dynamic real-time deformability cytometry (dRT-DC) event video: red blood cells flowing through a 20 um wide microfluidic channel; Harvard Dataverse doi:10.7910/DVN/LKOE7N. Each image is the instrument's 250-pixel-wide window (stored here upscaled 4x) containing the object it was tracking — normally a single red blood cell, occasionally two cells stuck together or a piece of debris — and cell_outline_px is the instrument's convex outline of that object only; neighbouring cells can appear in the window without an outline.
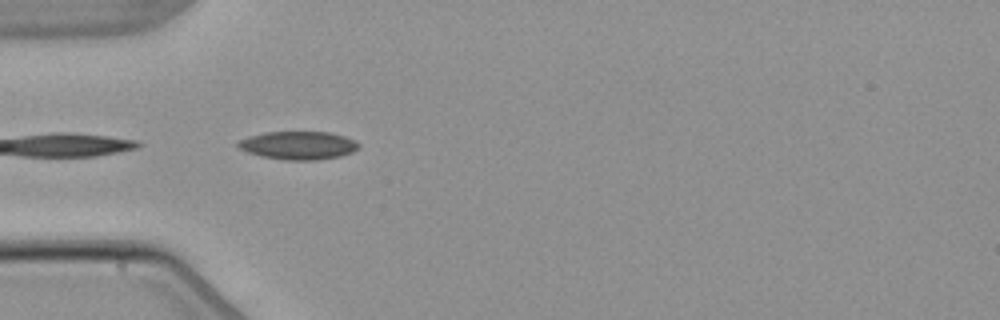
{"species": "common noctule bat (a hibernating species)", "species_latin": "Nyctalus noctula", "temperature_condition": "warm", "stored_images_in_passage": 4, "camera_frame_rate_fps": 3000, "um_per_image_px": 0.085, "animal": {"sex": "male", "body_mass_g": 21.5, "forearm_length_mm": 52.0}, "frame": {"image": 1, "passage_image": 1, "time_ms": 0.0, "image_size_px": [1000, 320], "cell_outline_px": [[360, 148], [352, 152], [340, 156], [316, 160], [284, 160], [260, 156], [248, 152], [240, 148], [236, 144], [240, 140], [252, 136], [268, 132], [328, 132], [344, 136], [356, 140], [360, 144]], "centroid_in_image_um": [25.41, 12.36], "position_along_channel_um": 59.6, "area_um2": 19.71}}
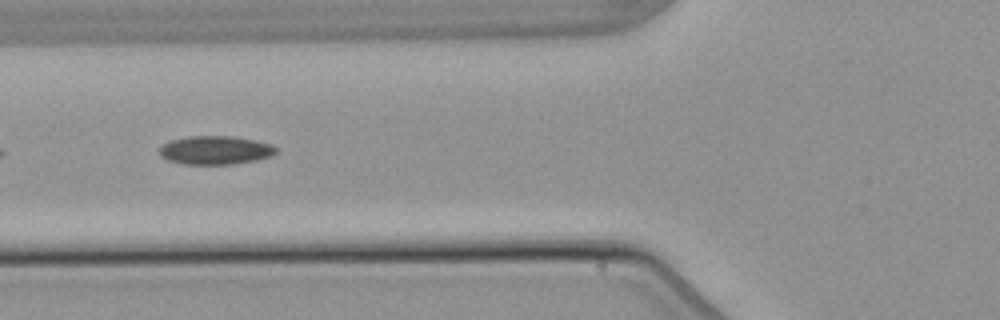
{"frame": {"image": 2, "passage_image": 2, "time_ms": 1.333, "image_size_px": [1000, 320], "cell_outline_px": [[276, 152], [272, 156], [256, 160], [232, 164], [184, 164], [168, 160], [160, 156], [160, 148], [164, 144], [172, 140], [188, 136], [232, 136], [256, 140], [272, 144], [276, 148]], "centroid_in_image_um": [18.33, 12.76], "position_along_channel_um": 107.5, "area_um2": 19.36}}